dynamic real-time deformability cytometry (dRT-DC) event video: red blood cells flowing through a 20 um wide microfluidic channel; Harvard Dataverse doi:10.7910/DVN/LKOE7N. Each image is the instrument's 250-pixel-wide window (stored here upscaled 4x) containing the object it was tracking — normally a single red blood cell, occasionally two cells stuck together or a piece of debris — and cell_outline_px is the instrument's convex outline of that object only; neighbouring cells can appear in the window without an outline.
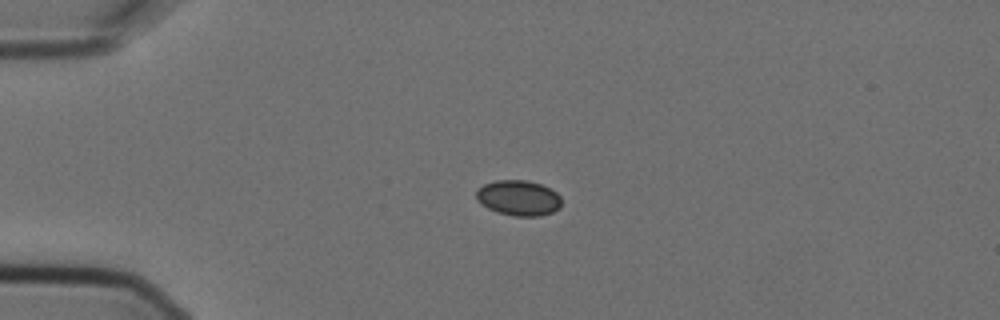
{"species": "Egyptian fruit bat (a non-hibernating species)", "species_latin": "Rousettus aegyptiacus", "temperature_condition": "cold", "stored_images_in_passage": 4, "camera_frame_rate_fps": 3000, "um_per_image_px": 0.085, "animal": {"sex": "female"}, "frame": {"image": 1, "passage_image": 3, "time_ms": 0.667, "image_size_px": [1000, 320], "cell_outline_px": [[560, 208], [552, 212], [540, 216], [516, 216], [496, 212], [488, 208], [476, 200], [476, 188], [484, 184], [496, 180], [528, 180], [540, 184], [556, 192], [560, 196]], "centroid_in_image_um": [44.05, 16.82], "position_along_channel_um": 41.0, "area_um2": 17.63}}